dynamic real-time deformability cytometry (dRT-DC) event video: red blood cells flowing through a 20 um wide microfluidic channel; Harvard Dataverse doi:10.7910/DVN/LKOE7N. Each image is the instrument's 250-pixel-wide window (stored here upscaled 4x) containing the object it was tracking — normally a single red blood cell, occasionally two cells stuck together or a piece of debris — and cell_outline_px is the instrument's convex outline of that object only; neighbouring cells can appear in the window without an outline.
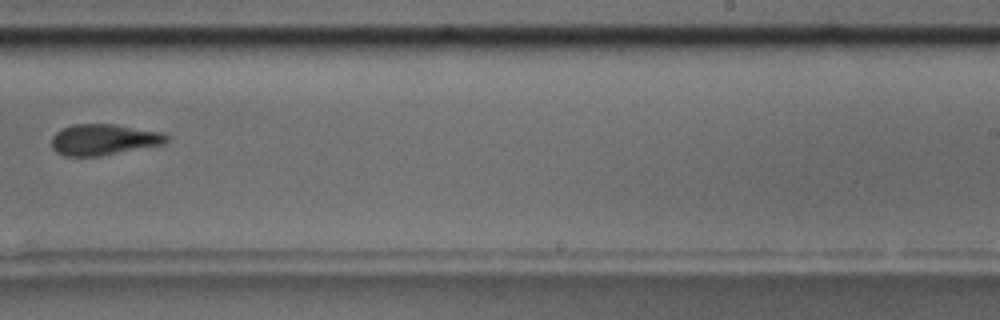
{"species": "common noctule bat (a hibernating species)", "species_latin": "Nyctalus noctula", "temperature_condition": "room temperature", "stored_images_in_passage": 16, "camera_frame_rate_fps": 3000, "um_per_image_px": 0.085, "animal": {"sex": "male", "body_mass_g": 17.5, "forearm_length_mm": 52.3}, "frame": {"image": 1, "passage_image": 10, "time_ms": 3.0, "image_size_px": [1000, 320], "cell_outline_px": [[168, 140], [164, 144], [100, 156], [64, 156], [56, 152], [52, 148], [52, 136], [60, 128], [72, 124], [116, 124], [164, 132], [168, 136]], "centroid_in_image_um": [8.81, 11.85], "position_along_channel_um": 280.2, "area_um2": 21.04}}
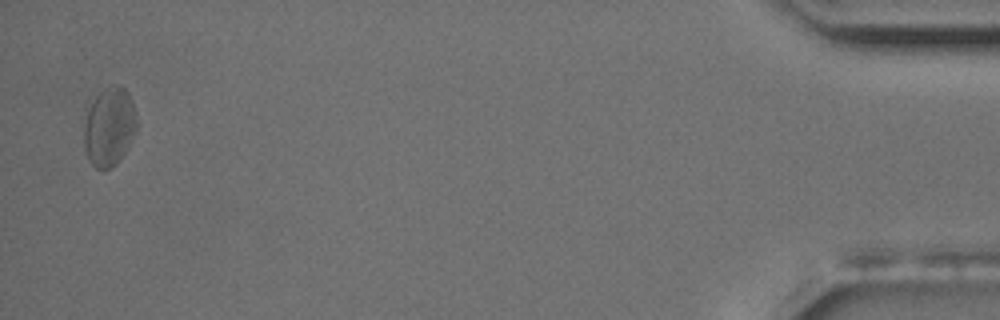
{"frame": {"image": 2, "passage_image": 16, "time_ms": 5.0, "image_size_px": [1000, 320], "cell_outline_px": [[136, 132], [124, 152], [116, 164], [112, 168], [96, 168], [88, 160], [84, 148], [84, 108], [104, 88], [112, 84], [120, 84], [128, 92], [132, 100], [136, 112]], "centroid_in_image_um": [9.26, 10.72], "position_along_channel_um": 425.9, "area_um2": 24.68}}